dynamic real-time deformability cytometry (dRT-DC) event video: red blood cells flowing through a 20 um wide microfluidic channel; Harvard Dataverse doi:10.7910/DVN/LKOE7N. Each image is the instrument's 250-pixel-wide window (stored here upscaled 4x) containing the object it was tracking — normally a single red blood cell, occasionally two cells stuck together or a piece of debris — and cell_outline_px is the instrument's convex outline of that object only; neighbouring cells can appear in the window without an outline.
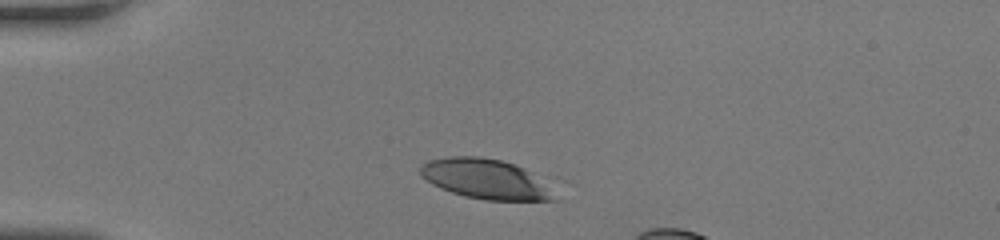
{"species": "human", "species_latin": "Homo sapiens", "temperature_condition": "room temperature", "stored_images_in_passage": 5, "camera_frame_rate_fps": 3000, "um_per_image_px": 0.085, "donor": {"sex": "female"}, "frame": {"image": 1, "passage_image": 1, "time_ms": 0.0, "image_size_px": [1000, 240], "cell_outline_px": [[540, 200], [496, 200], [472, 196], [456, 192], [436, 184], [432, 180], [440, 160], [496, 160], [508, 164], [516, 168], [520, 172]], "centroid_in_image_um": [41.13, 15.28], "position_along_channel_um": 43.9, "area_um2": 22.77}}